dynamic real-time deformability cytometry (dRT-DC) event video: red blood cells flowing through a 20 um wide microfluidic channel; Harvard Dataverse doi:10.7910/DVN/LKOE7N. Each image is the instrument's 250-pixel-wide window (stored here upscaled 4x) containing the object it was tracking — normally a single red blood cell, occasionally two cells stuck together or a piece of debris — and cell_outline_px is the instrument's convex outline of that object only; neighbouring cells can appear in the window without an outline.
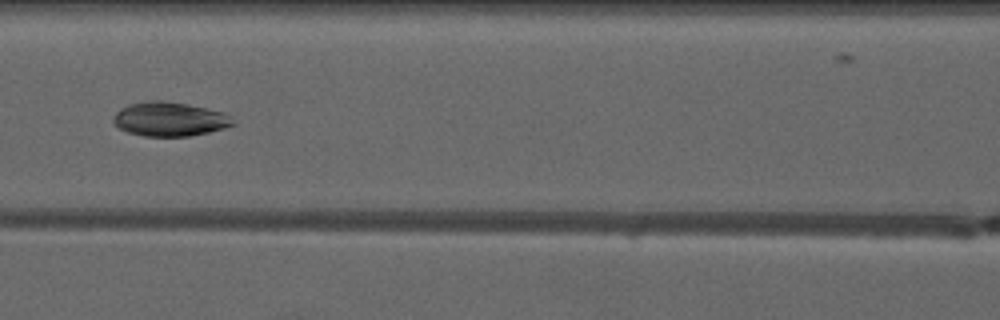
{"species": "common noctule bat (a hibernating species)", "species_latin": "Nyctalus noctula", "temperature_condition": "warm", "stored_images_in_passage": 6, "camera_frame_rate_fps": 3000, "um_per_image_px": 0.085, "animal": {"sex": "male", "forearm_length_mm": 52.5}, "frame": {"image": 1, "passage_image": 5, "time_ms": 6.667, "image_size_px": [1000, 320], "cell_outline_px": [[236, 124], [224, 128], [208, 132], [188, 136], [144, 136], [128, 132], [112, 124], [112, 116], [120, 108], [128, 104], [148, 100], [160, 100], [188, 104], [224, 112]], "centroid_in_image_um": [14.36, 10.12], "position_along_channel_um": 152.2, "area_um2": 23.87}}